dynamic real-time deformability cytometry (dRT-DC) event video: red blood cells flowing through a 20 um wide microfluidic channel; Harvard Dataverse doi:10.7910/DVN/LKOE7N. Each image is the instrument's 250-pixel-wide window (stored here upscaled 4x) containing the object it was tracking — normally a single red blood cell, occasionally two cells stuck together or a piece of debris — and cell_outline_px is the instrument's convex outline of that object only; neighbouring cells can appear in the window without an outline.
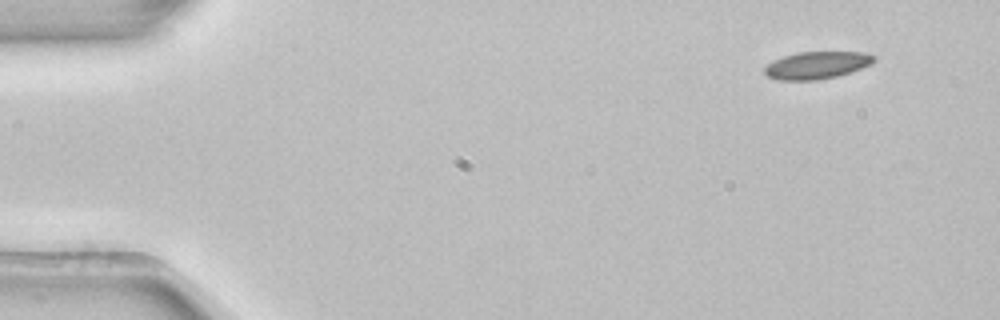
{"species": "common noctule bat (a hibernating species)", "species_latin": "Nyctalus noctula", "temperature_condition": "room temperature", "stored_images_in_passage": 3, "camera_frame_rate_fps": 3000, "um_per_image_px": 0.085, "animal": {"sex": "female", "body_mass_g": 22.7, "forearm_length_mm": 54.2}, "frame": {"image": 1, "passage_image": 1, "time_ms": 0.0, "image_size_px": [1000, 320], "cell_outline_px": [[876, 60], [872, 64], [836, 76], [816, 80], [780, 80], [768, 76], [764, 72], [764, 68], [772, 60], [796, 52], [864, 52], [876, 56]], "centroid_in_image_um": [69.43, 5.53], "position_along_channel_um": 15.6, "area_um2": 17.34}}